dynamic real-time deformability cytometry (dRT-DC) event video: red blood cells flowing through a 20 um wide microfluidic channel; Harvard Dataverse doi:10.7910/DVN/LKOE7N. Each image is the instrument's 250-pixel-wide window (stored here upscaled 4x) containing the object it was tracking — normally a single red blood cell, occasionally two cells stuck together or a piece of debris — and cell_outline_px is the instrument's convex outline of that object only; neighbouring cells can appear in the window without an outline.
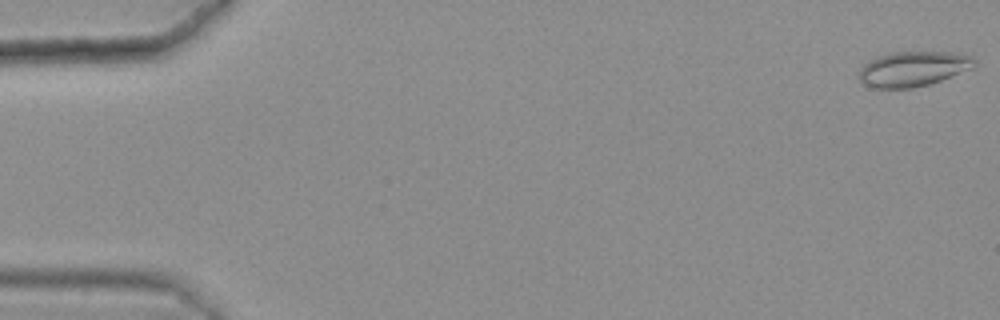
{"species": "common noctule bat (a hibernating species)", "species_latin": "Nyctalus noctula", "temperature_condition": "warm", "stored_images_in_passage": 51, "camera_frame_rate_fps": 3000, "um_per_image_px": 0.085, "animal": {"sex": "female", "body_mass_g": 25.1}, "frame": {"image": 1, "passage_image": 1, "time_ms": 0.0, "image_size_px": [1000, 320], "cell_outline_px": [[976, 64], [972, 68], [940, 80], [928, 84], [912, 88], [876, 88], [864, 84], [860, 80], [860, 68], [868, 60], [888, 52], [952, 52], [972, 56], [976, 60]], "centroid_in_image_um": [77.6, 5.84], "position_along_channel_um": 7.4, "area_um2": 23.47}}
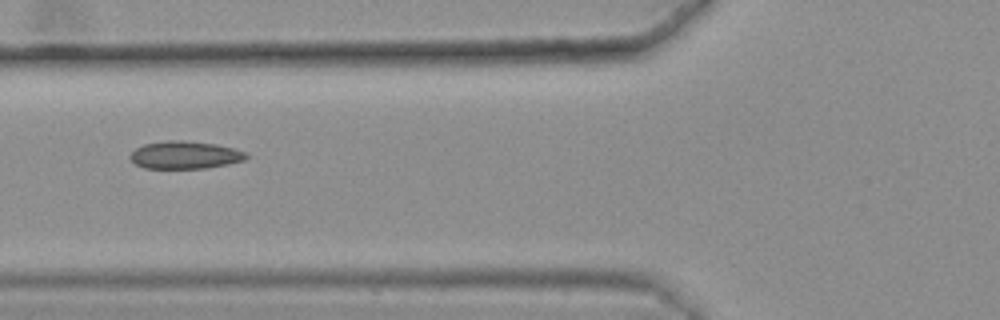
{"frame": {"image": 2, "passage_image": 22, "time_ms": 7.0, "image_size_px": [1000, 320], "cell_outline_px": [[248, 156], [244, 160], [228, 164], [204, 168], [144, 168], [136, 164], [128, 156], [136, 148], [144, 144], [164, 140], [184, 140], [216, 144], [232, 148], [244, 152]], "centroid_in_image_um": [15.69, 13.16], "position_along_channel_um": 110.1, "area_um2": 18.61}}
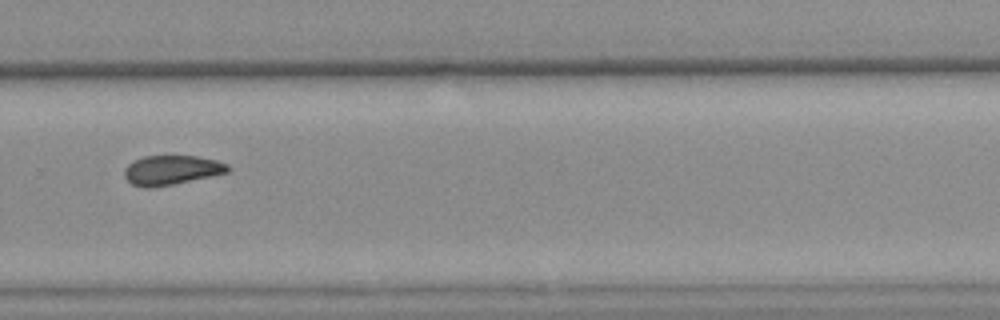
{"frame": {"image": 3, "passage_image": 39, "time_ms": 12.667, "image_size_px": [1000, 320], "cell_outline_px": [[232, 168], [228, 172], [172, 184], [152, 188], [144, 188], [132, 184], [124, 176], [124, 168], [132, 160], [144, 156], [196, 156], [216, 160], [228, 164]], "centroid_in_image_um": [14.55, 14.45], "position_along_channel_um": 315.2, "area_um2": 17.74}, "authors_computed_cell_mechanics": {"area_um2": 18.496, "velocity_mm_per_s": 3.6173, "shape_relaxation_time_tau1_ms": null, "shape_relaxation_time_tau2_ms": 2.2798, "deformation_change_tau1": null, "deformation_change_tau2": 0.0618}}